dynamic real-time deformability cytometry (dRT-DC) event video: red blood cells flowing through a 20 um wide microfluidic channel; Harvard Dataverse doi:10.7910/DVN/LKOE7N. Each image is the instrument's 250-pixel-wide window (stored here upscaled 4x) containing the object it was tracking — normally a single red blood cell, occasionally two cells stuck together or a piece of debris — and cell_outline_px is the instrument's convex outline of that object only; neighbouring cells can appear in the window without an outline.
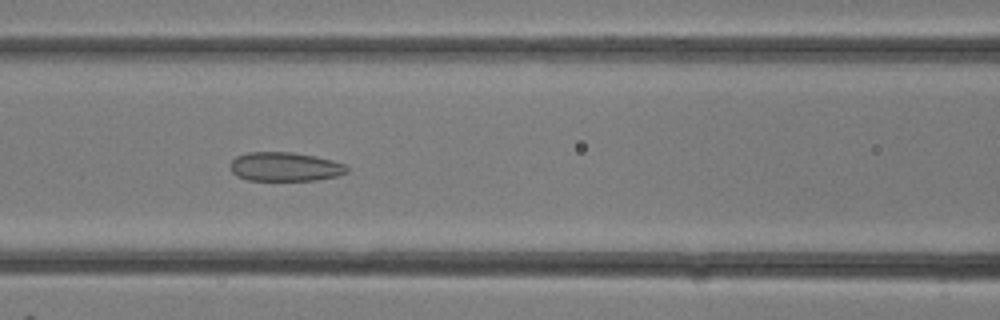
{"species": "common noctule bat (a hibernating species)", "species_latin": "Nyctalus noctula", "temperature_condition": "room temperature", "stored_images_in_passage": 30, "camera_frame_rate_fps": 3000, "um_per_image_px": 0.085, "animal": {"sex": "female"}, "frame": {"image": 1, "passage_image": 13, "time_ms": 4.0, "image_size_px": [1000, 320], "cell_outline_px": [[348, 172], [336, 176], [316, 180], [248, 180], [236, 176], [232, 172], [228, 164], [236, 156], [248, 152], [292, 152], [316, 156], [332, 160], [344, 164], [348, 168]], "centroid_in_image_um": [24.19, 14.17], "position_along_channel_um": 142.4, "area_um2": 19.83}}
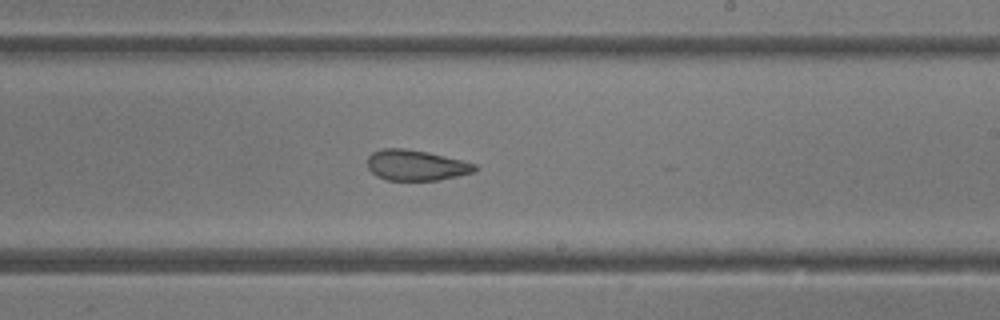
{"frame": {"image": 2, "passage_image": 18, "time_ms": 5.667, "image_size_px": [1000, 320], "cell_outline_px": [[480, 168], [472, 172], [456, 176], [436, 180], [388, 180], [376, 176], [368, 168], [368, 156], [372, 152], [384, 148], [404, 148], [428, 152], [476, 164]], "centroid_in_image_um": [35.34, 14.04], "position_along_channel_um": 253.7, "area_um2": 19.02}}
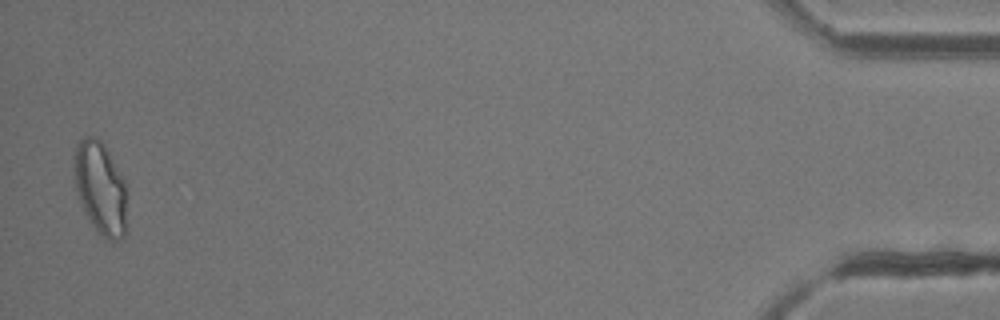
{"frame": {"image": 3, "passage_image": 30, "time_ms": 9.667, "image_size_px": [1000, 320], "cell_outline_px": [[124, 236], [120, 240], [112, 244], [92, 224], [80, 200], [76, 188], [72, 156], [76, 144], [84, 136], [92, 136], [100, 140], [104, 144], [124, 180]], "centroid_in_image_um": [8.49, 15.93], "position_along_channel_um": 426.7, "area_um2": 27.86}}